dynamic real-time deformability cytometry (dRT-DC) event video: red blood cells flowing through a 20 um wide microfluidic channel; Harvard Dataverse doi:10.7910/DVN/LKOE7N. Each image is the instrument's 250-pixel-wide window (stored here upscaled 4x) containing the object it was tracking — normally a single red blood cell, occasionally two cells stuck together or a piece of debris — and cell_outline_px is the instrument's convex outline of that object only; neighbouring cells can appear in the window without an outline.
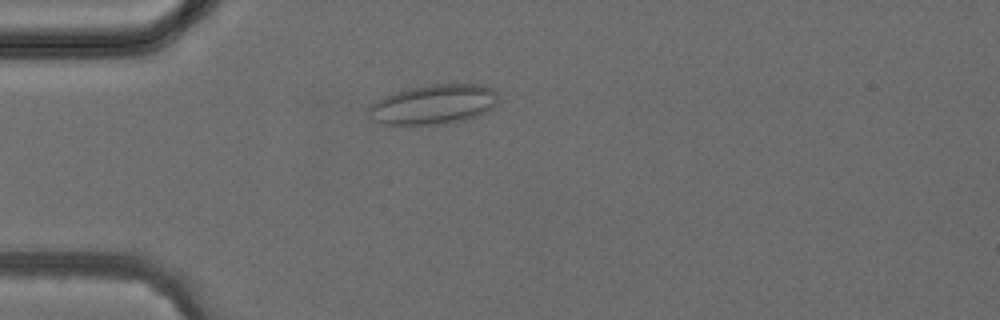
{"species": "common noctule bat (a hibernating species)", "species_latin": "Nyctalus noctula", "temperature_condition": "cold", "stored_images_in_passage": 2, "camera_frame_rate_fps": 3000, "um_per_image_px": 0.085, "animal": {"sex": "female", "body_mass_g": 24.6, "forearm_length_mm": 56.2}, "frame": {"image": 1, "passage_image": 2, "time_ms": 1.333, "image_size_px": [1000, 320], "cell_outline_px": [[500, 100], [492, 108], [476, 116], [464, 120], [448, 124], [384, 124], [368, 116], [368, 108], [380, 96], [408, 88], [432, 84], [480, 84], [492, 88], [496, 92]], "centroid_in_image_um": [36.86, 8.86], "position_along_channel_um": 48.1, "area_um2": 30.17}}